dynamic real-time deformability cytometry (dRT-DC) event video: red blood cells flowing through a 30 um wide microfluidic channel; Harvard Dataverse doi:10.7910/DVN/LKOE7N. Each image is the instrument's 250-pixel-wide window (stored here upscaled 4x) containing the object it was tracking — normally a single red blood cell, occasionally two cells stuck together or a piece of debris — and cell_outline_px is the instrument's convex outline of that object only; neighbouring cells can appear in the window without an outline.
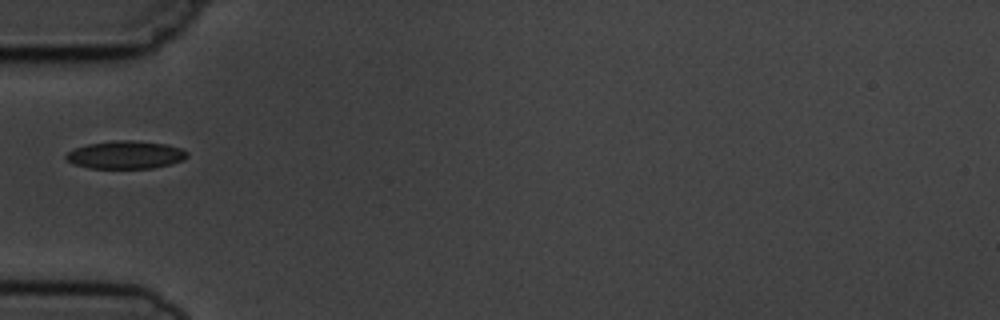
{"species": "common noctule bat (a hibernating species)", "species_latin": "Nyctalus noctula", "temperature_condition": "cold", "stored_images_in_passage": 1, "camera_frame_rate_fps": 3000, "um_per_image_px": 0.085, "animal": {"sex": "male", "body_mass_g": 19.5, "forearm_length_mm": 54.6}, "frame": {"image": 1, "passage_image": 1, "time_ms": 0.0, "image_size_px": [1000, 320], "cell_outline_px": [[188, 156], [184, 160], [172, 164], [152, 168], [88, 168], [72, 164], [64, 160], [64, 156], [68, 152], [76, 148], [88, 144], [112, 140], [132, 140], [168, 144], [180, 148], [188, 152]], "centroid_in_image_um": [10.67, 13.16], "position_along_channel_um": 74.3, "area_um2": 19.94}}